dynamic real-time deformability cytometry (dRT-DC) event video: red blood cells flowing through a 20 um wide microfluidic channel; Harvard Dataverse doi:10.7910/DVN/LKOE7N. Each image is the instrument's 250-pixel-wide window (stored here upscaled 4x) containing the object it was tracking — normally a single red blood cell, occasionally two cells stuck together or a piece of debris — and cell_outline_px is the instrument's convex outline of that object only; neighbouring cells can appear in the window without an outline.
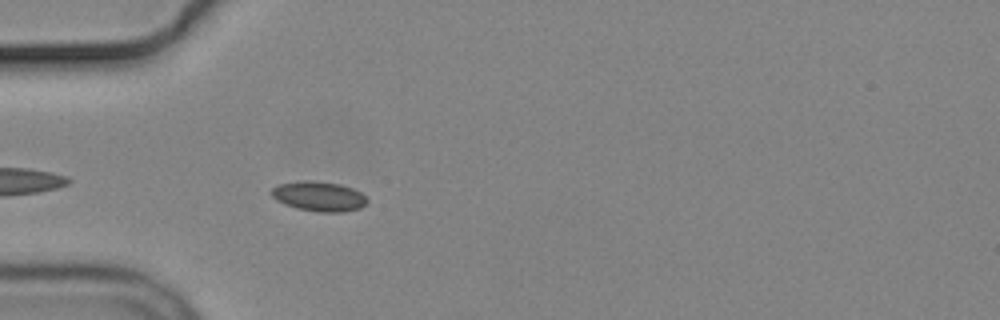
{"species": "common noctule bat (a hibernating species)", "species_latin": "Nyctalus noctula", "temperature_condition": "cold", "stored_images_in_passage": 3, "camera_frame_rate_fps": 3000, "um_per_image_px": 0.085, "animal": {"sex": "male", "body_mass_g": 19.2, "forearm_length_mm": 51.8}, "frame": {"image": 1, "passage_image": 3, "time_ms": 3.333, "image_size_px": [1000, 320], "cell_outline_px": [[368, 200], [360, 208], [344, 212], [320, 212], [296, 208], [284, 204], [276, 200], [268, 192], [276, 184], [304, 180], [312, 180], [340, 184], [352, 188], [360, 192]], "centroid_in_image_um": [27.05, 16.68], "position_along_channel_um": 57.9, "area_um2": 16.76}}